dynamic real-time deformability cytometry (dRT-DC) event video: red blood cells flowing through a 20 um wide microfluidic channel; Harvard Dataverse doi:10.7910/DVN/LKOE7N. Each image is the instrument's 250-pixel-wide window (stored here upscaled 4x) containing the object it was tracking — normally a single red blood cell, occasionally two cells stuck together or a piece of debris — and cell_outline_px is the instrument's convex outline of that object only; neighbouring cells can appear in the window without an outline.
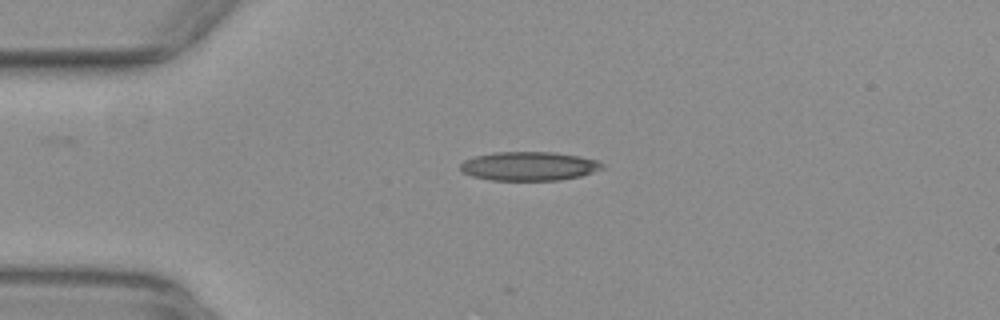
{"species": "common noctule bat (a hibernating species)", "species_latin": "Nyctalus noctula", "temperature_condition": "warm", "stored_images_in_passage": 34, "camera_frame_rate_fps": 3000, "um_per_image_px": 0.085, "animal": {"sex": "female", "body_mass_g": 29.2, "forearm_length_mm": 56.3}, "frame": {"image": 1, "passage_image": 1, "time_ms": 0.0, "image_size_px": [1000, 320], "cell_outline_px": [[604, 168], [580, 176], [560, 180], [492, 180], [472, 176], [464, 172], [460, 168], [460, 164], [464, 160], [476, 156], [492, 152], [552, 152], [580, 156], [596, 160], [604, 164]], "centroid_in_image_um": [44.97, 14.12], "position_along_channel_um": 40.0, "area_um2": 23.81}}
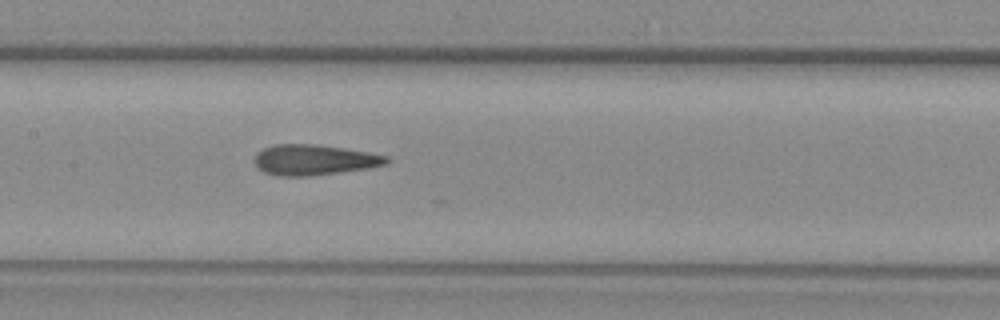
{"frame": {"image": 2, "passage_image": 14, "time_ms": 4.333, "image_size_px": [1000, 320], "cell_outline_px": [[388, 164], [368, 168], [308, 176], [276, 176], [264, 172], [256, 164], [256, 152], [264, 148], [276, 144], [316, 144], [344, 148], [368, 152], [388, 156]], "centroid_in_image_um": [26.71, 13.58], "position_along_channel_um": 180.7, "area_um2": 23.29}}
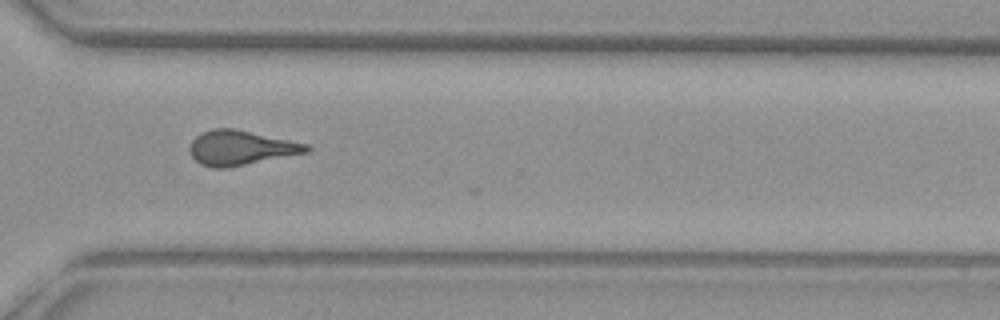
{"frame": {"image": 3, "passage_image": 27, "time_ms": 8.667, "image_size_px": [1000, 320], "cell_outline_px": [[312, 152], [228, 168], [212, 168], [200, 164], [188, 152], [188, 148], [192, 140], [200, 132], [212, 128], [236, 128], [308, 144], [312, 148]], "centroid_in_image_um": [20.48, 12.57], "position_along_channel_um": 350.1, "area_um2": 24.16}, "authors_computed_cell_mechanics": {"area_um2": 23.1778, "velocity_mm_per_s": 3.9189, "shape_relaxation_time_tau1_ms": null, "shape_relaxation_time_tau2_ms": 1.9951, "deformation_change_tau1": null, "deformation_change_tau2": 0.1207}}